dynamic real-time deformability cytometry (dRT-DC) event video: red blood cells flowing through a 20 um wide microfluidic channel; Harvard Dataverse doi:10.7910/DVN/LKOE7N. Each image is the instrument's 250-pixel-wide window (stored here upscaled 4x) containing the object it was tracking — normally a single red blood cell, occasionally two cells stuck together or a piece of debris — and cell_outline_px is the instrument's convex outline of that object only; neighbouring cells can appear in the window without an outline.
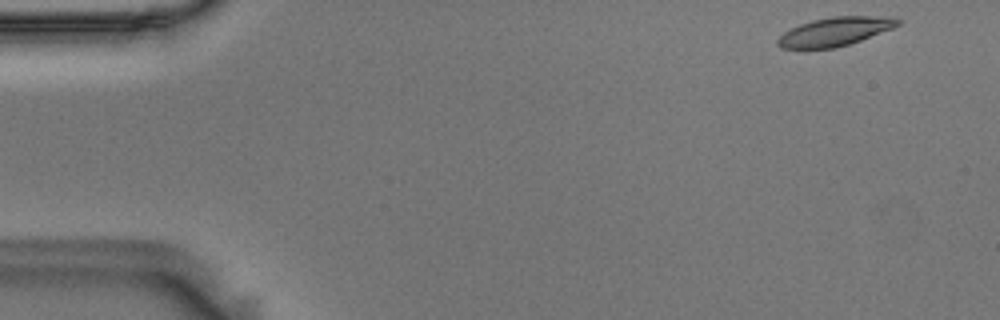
{"species": "Egyptian fruit bat (a non-hibernating species)", "species_latin": "Rousettus aegyptiacus", "temperature_condition": "room temperature", "stored_images_in_passage": 53, "camera_frame_rate_fps": 3000, "um_per_image_px": 0.085, "animal": {"sex": "male"}, "frame": {"image": 1, "passage_image": 1, "time_ms": 0.0, "image_size_px": [1000, 320], "cell_outline_px": [[900, 24], [892, 28], [860, 40], [836, 48], [780, 48], [776, 44], [776, 40], [784, 32], [800, 24], [812, 20], [832, 16], [892, 16], [900, 20]], "centroid_in_image_um": [70.96, 2.67], "position_along_channel_um": 14.0, "area_um2": 19.94}}
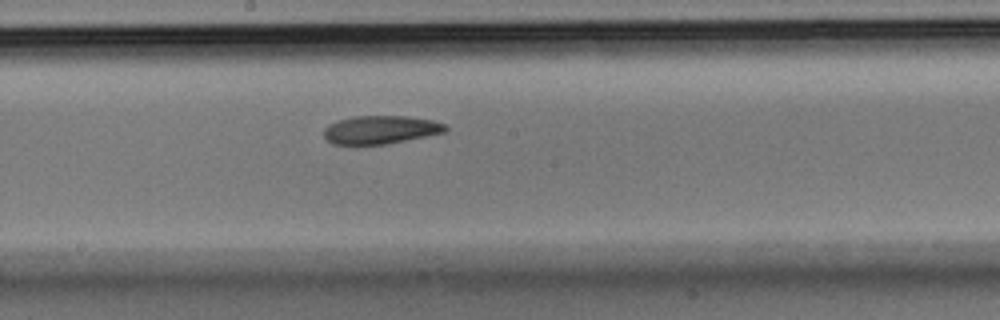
{"frame": {"image": 2, "passage_image": 27, "time_ms": 8.667, "image_size_px": [1000, 320], "cell_outline_px": [[448, 128], [444, 132], [384, 144], [332, 144], [324, 136], [324, 128], [328, 124], [336, 120], [352, 116], [408, 116], [432, 120], [444, 124]], "centroid_in_image_um": [32.29, 11.01], "position_along_channel_um": 215.9, "area_um2": 19.83}}
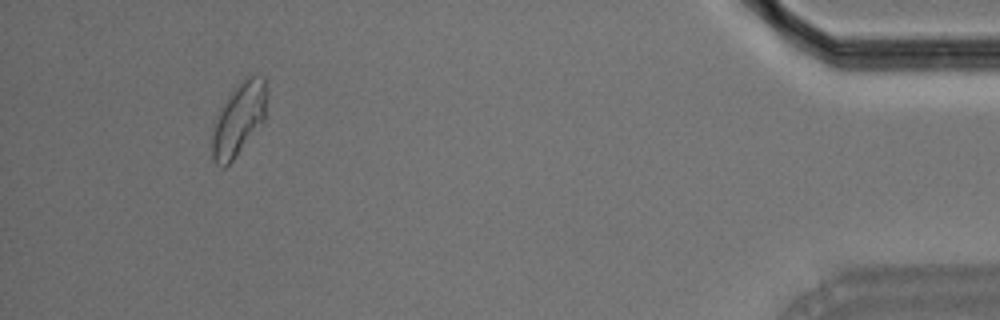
{"frame": {"image": 3, "passage_image": 49, "time_ms": 16.0, "image_size_px": [1000, 320], "cell_outline_px": [[264, 120], [232, 160], [224, 168], [220, 168], [212, 160], [212, 120], [228, 96], [248, 76], [264, 76]], "centroid_in_image_um": [20.2, 10.19], "position_along_channel_um": 415.0, "area_um2": 22.48}, "authors_computed_cell_mechanics": {"area_um2": 20.8658, "velocity_mm_per_s": 3.6121, "shape_relaxation_time_tau1_ms": 7.319, "shape_relaxation_time_tau2_ms": 5.226, "deformation_change_tau1": 0.166, "deformation_change_tau2": 0.1155}}